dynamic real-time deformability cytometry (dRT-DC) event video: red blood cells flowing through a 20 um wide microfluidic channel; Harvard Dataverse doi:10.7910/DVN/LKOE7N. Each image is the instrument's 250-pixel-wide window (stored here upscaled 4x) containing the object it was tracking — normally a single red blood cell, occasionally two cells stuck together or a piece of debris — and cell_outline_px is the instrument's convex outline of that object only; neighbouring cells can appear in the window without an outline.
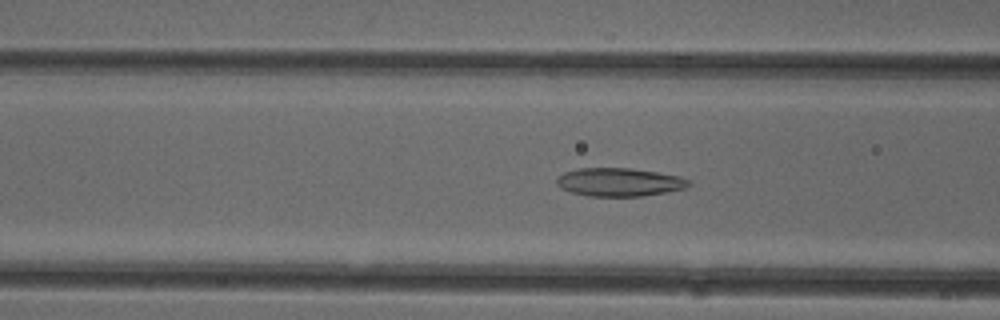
{"species": "common noctule bat (a hibernating species)", "species_latin": "Nyctalus noctula", "temperature_condition": "cold", "stored_images_in_passage": 41, "camera_frame_rate_fps": 3000, "um_per_image_px": 0.085, "animal": {"sex": "female"}, "frame": {"image": 1, "passage_image": 20, "time_ms": 6.333, "image_size_px": [1000, 320], "cell_outline_px": [[692, 184], [684, 188], [664, 192], [640, 196], [588, 196], [572, 192], [560, 188], [556, 184], [556, 180], [564, 172], [580, 168], [628, 168], [656, 172], [680, 176], [688, 180]], "centroid_in_image_um": [52.62, 15.48], "position_along_channel_um": 114.0, "area_um2": 21.56}}
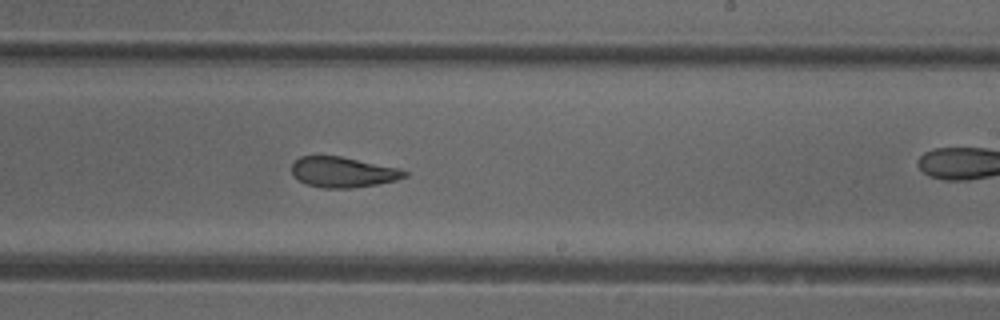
{"frame": {"image": 2, "passage_image": 31, "time_ms": 10.0, "image_size_px": [1000, 320], "cell_outline_px": [[408, 176], [396, 180], [376, 184], [352, 188], [320, 188], [308, 184], [292, 176], [292, 164], [300, 156], [340, 156], [400, 168], [408, 172]], "centroid_in_image_um": [29.16, 14.63], "position_along_channel_um": 259.8, "area_um2": 20.0}}
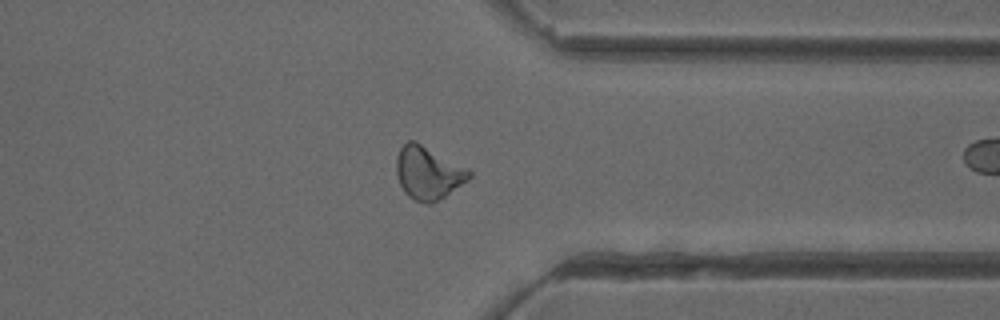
{"frame": {"image": 3, "passage_image": 40, "time_ms": 13.0, "image_size_px": [1000, 320], "cell_outline_px": [[472, 176], [468, 180], [432, 204], [424, 204], [408, 196], [404, 192], [400, 184], [396, 172], [396, 156], [400, 148], [408, 140], [416, 140], [468, 168], [472, 172]], "centroid_in_image_um": [36.38, 14.67], "position_along_channel_um": 375.0, "area_um2": 22.6}}